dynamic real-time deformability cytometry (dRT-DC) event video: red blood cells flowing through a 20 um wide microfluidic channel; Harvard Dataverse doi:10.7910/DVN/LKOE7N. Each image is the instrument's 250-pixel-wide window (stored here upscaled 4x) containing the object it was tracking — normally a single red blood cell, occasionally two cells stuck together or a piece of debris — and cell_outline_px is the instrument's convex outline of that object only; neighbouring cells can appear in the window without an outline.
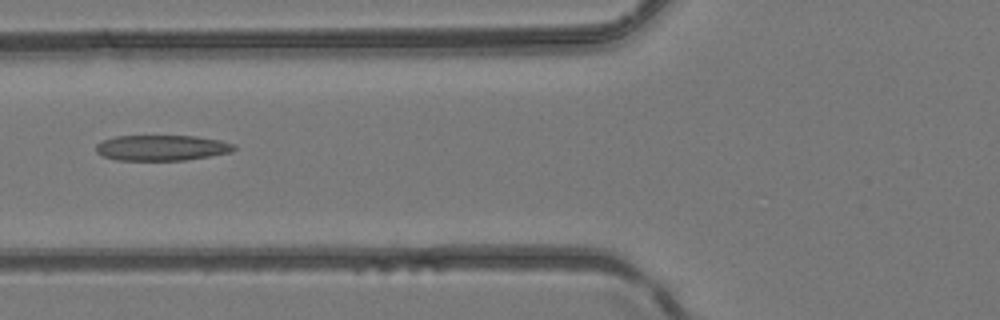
{"species": "common noctule bat (a hibernating species)", "species_latin": "Nyctalus noctula", "temperature_condition": "room temperature", "stored_images_in_passage": 5, "camera_frame_rate_fps": 3000, "um_per_image_px": 0.085, "animal": {"sex": "female", "body_mass_g": 24.6, "forearm_length_mm": 56.2}, "frame": {"image": 1, "passage_image": 4, "time_ms": 1.0, "image_size_px": [1000, 320], "cell_outline_px": [[236, 148], [232, 152], [184, 160], [116, 160], [104, 156], [96, 152], [96, 144], [104, 140], [116, 136], [196, 136], [220, 140], [236, 144]], "centroid_in_image_um": [13.77, 12.56], "position_along_channel_um": 112.0, "area_um2": 20.52}}
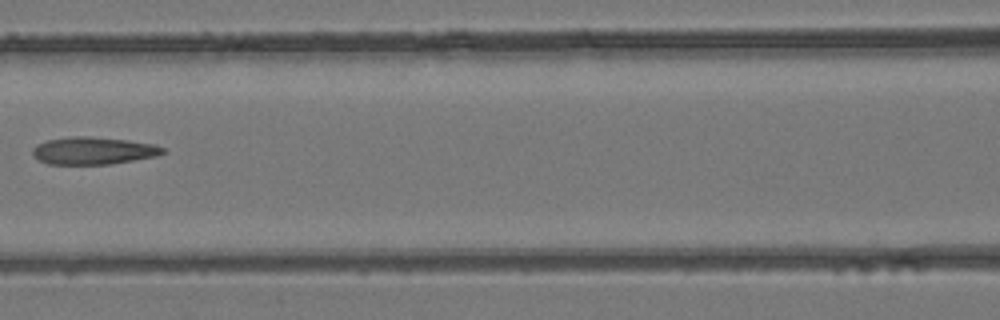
{"frame": {"image": 2, "passage_image": 5, "time_ms": 1.333, "image_size_px": [1000, 320], "cell_outline_px": [[168, 152], [156, 156], [112, 164], [48, 164], [32, 156], [32, 148], [36, 144], [48, 140], [72, 136], [92, 136], [128, 140], [156, 144], [164, 148]], "centroid_in_image_um": [7.95, 12.8], "position_along_channel_um": 158.6, "area_um2": 21.04}}